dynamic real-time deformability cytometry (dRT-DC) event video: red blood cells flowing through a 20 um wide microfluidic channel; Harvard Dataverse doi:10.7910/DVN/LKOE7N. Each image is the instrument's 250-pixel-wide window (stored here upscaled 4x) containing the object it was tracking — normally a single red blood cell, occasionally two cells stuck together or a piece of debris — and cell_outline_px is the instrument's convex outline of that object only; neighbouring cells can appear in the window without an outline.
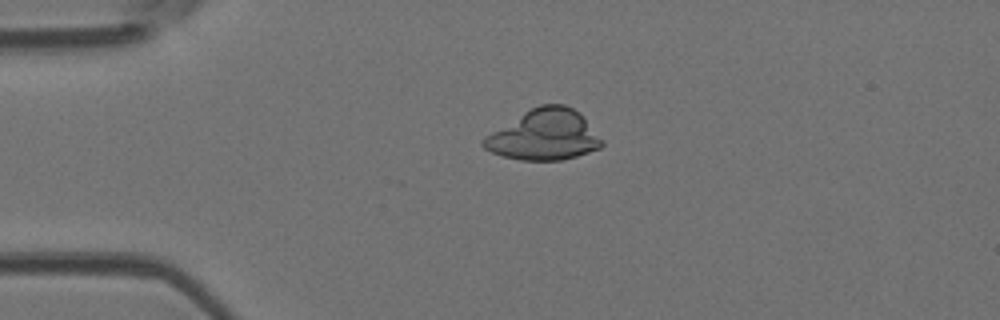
{"species": "Egyptian fruit bat (a non-hibernating species)", "species_latin": "Rousettus aegyptiacus", "temperature_condition": "room temperature", "stored_images_in_passage": 4, "camera_frame_rate_fps": 3000, "um_per_image_px": 0.085, "animal": {"sex": "female"}, "frame": {"image": 1, "passage_image": 3, "time_ms": 0.667, "image_size_px": [1000, 320], "cell_outline_px": [[604, 144], [600, 148], [576, 156], [560, 160], [520, 160], [504, 156], [492, 152], [484, 148], [480, 144], [484, 136], [524, 112], [540, 104], [564, 104], [580, 112], [604, 140]], "centroid_in_image_um": [46.28, 11.47], "position_along_channel_um": 38.7, "area_um2": 34.85}}